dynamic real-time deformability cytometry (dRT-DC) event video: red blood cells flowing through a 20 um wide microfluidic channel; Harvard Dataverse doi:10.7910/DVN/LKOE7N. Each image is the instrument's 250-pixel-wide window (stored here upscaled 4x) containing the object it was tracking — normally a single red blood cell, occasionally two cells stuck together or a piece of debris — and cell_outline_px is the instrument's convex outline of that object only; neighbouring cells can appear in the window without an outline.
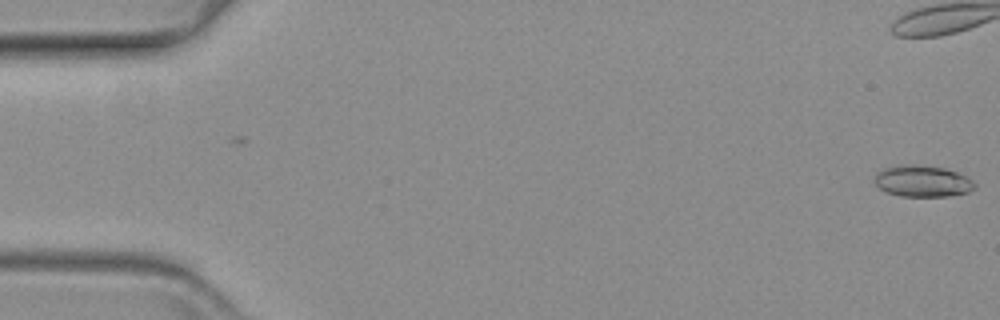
{"species": "common noctule bat (a hibernating species)", "species_latin": "Nyctalus noctula", "temperature_condition": "warm", "stored_images_in_passage": 2, "camera_frame_rate_fps": 3000, "um_per_image_px": 0.085, "animal": {"sex": "female", "body_mass_g": 19.3, "forearm_length_mm": 54.1}, "frame": {"image": 1, "passage_image": 2, "time_ms": 0.333, "image_size_px": [1000, 320], "cell_outline_px": [[960, 192], [932, 196], [912, 196], [892, 192], [888, 188], [888, 172], [900, 168], [932, 168], [948, 172], [956, 176]], "centroid_in_image_um": [78.39, 15.47], "position_along_channel_um": 6.6, "area_um2": 12.48}}